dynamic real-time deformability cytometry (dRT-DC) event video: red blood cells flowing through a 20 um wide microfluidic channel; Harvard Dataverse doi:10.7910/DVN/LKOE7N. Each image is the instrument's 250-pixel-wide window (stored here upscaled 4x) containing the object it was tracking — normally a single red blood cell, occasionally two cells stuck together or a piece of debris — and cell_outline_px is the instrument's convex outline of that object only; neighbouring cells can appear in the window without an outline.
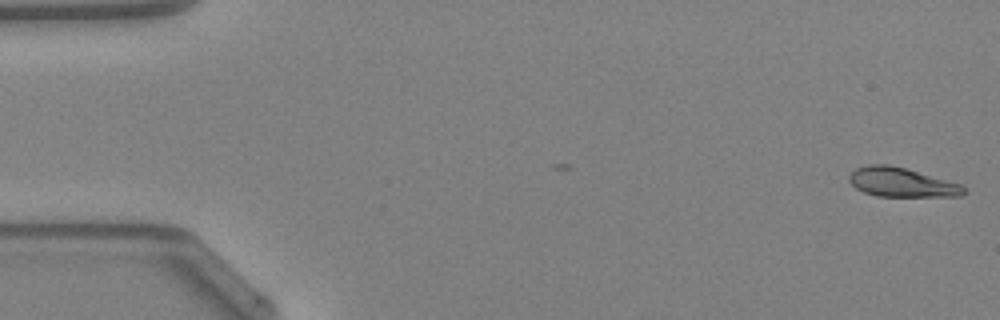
{"species": "Egyptian fruit bat (a non-hibernating species)", "species_latin": "Rousettus aegyptiacus", "temperature_condition": "warm", "stored_images_in_passage": 2, "camera_frame_rate_fps": 3000, "um_per_image_px": 0.085, "animal": {"sex": "female"}, "frame": {"image": 1, "passage_image": 2, "time_ms": 0.333, "image_size_px": [1000, 320], "cell_outline_px": [[968, 192], [960, 196], [876, 196], [864, 192], [856, 188], [848, 180], [848, 176], [856, 168], [868, 164], [888, 164], [904, 168], [960, 184]], "centroid_in_image_um": [76.6, 15.5], "position_along_channel_um": 8.4, "area_um2": 19.31}}